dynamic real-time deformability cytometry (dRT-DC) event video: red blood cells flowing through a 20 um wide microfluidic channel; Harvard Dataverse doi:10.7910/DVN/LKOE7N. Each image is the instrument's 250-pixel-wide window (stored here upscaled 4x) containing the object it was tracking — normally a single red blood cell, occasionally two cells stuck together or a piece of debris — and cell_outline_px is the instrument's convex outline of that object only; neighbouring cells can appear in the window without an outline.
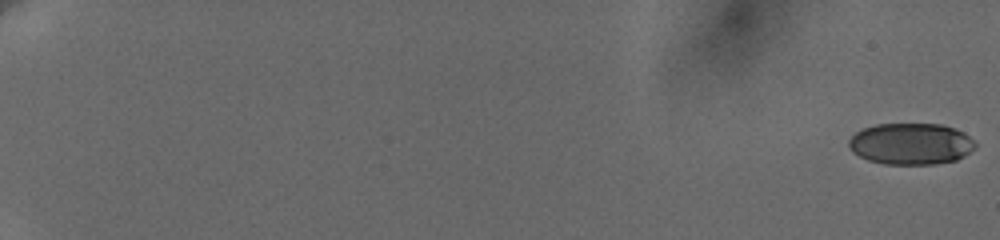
{"species": "human", "species_latin": "Homo sapiens", "temperature_condition": "cold", "stored_images_in_passage": 23, "camera_frame_rate_fps": 3000, "um_per_image_px": 0.085, "donor": {"sex": "female"}, "frame": {"image": 1, "passage_image": 1, "time_ms": 0.0, "image_size_px": [1000, 240], "cell_outline_px": [[976, 144], [968, 152], [956, 160], [932, 164], [884, 164], [868, 160], [852, 152], [848, 148], [848, 140], [856, 132], [864, 128], [876, 124], [940, 124], [964, 132]], "centroid_in_image_um": [77.37, 12.22], "position_along_channel_um": 7.6, "area_um2": 30.35}}
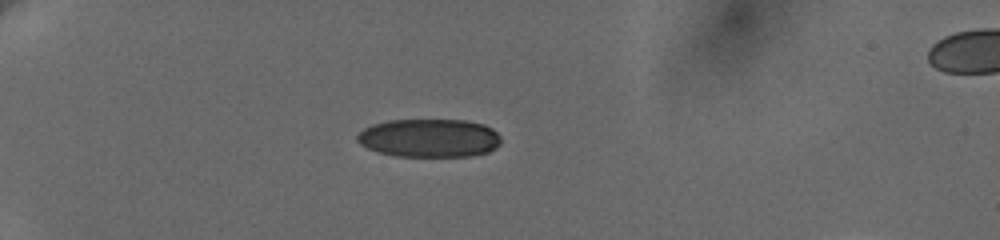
{"frame": {"image": 2, "passage_image": 17, "time_ms": 6.333, "image_size_px": [1000, 240], "cell_outline_px": [[500, 144], [496, 148], [488, 152], [472, 156], [396, 156], [380, 152], [368, 148], [360, 144], [356, 140], [356, 136], [364, 128], [372, 124], [388, 120], [464, 120], [484, 124], [492, 128], [500, 136]], "centroid_in_image_um": [36.5, 11.73], "position_along_channel_um": 48.5, "area_um2": 32.25}}
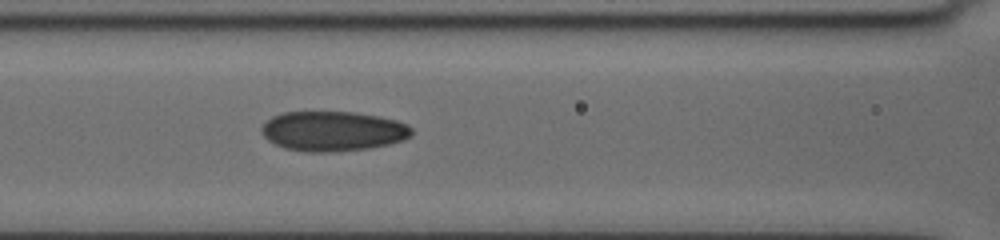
{"frame": {"image": 3, "passage_image": 23, "time_ms": 10.0, "image_size_px": [1000, 240], "cell_outline_px": [[412, 136], [404, 140], [372, 148], [336, 152], [304, 152], [284, 148], [268, 140], [264, 136], [260, 128], [272, 116], [284, 112], [356, 112], [396, 120], [408, 124], [412, 128]], "centroid_in_image_um": [28.32, 11.16], "position_along_channel_um": 138.3, "area_um2": 35.08}}